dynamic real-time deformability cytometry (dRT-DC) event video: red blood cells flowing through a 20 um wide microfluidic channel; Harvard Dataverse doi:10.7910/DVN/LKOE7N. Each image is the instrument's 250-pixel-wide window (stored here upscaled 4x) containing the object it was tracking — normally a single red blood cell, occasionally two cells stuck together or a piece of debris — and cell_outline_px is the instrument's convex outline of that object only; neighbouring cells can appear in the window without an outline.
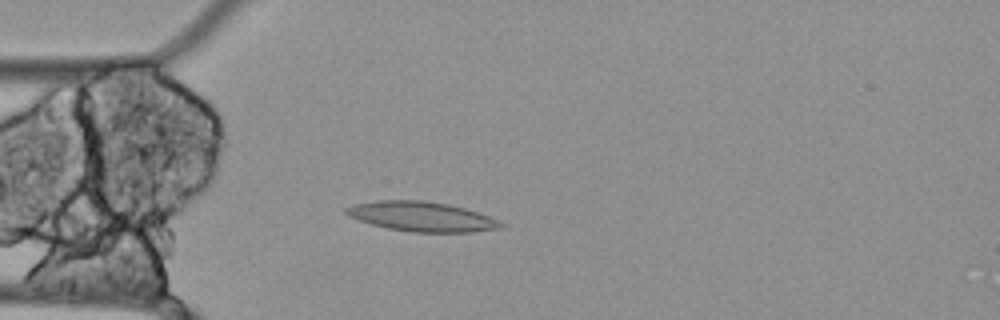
{"species": "Egyptian fruit bat (a non-hibernating species)", "species_latin": "Rousettus aegyptiacus", "temperature_condition": "cold", "stored_images_in_passage": 56, "camera_frame_rate_fps": 3000, "um_per_image_px": 0.085, "animal": {"sex": "female"}, "frame": {"image": 1, "passage_image": 15, "time_ms": 4.667, "image_size_px": [1000, 320], "cell_outline_px": [[504, 228], [472, 232], [412, 232], [388, 228], [372, 224], [348, 216], [344, 212], [344, 208], [352, 204], [376, 200], [420, 200], [448, 204], [464, 208], [488, 216], [504, 224]], "centroid_in_image_um": [35.81, 18.4], "position_along_channel_um": 49.2, "area_um2": 26.7}}
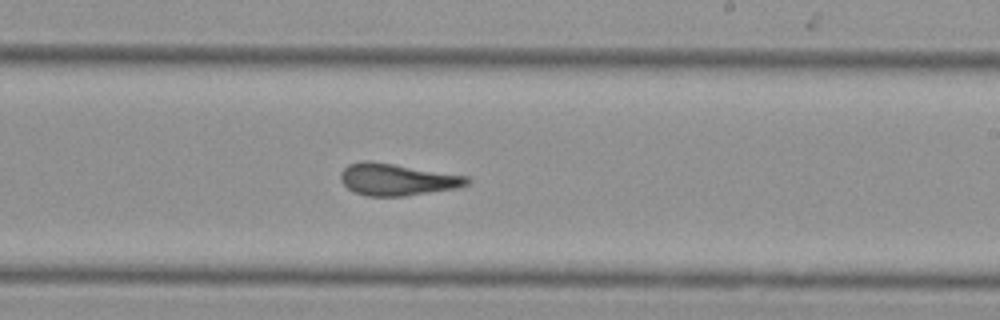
{"frame": {"image": 2, "passage_image": 33, "time_ms": 10.667, "image_size_px": [1000, 320], "cell_outline_px": [[472, 180], [468, 184], [456, 188], [404, 196], [368, 196], [356, 192], [348, 188], [340, 180], [340, 172], [348, 164], [364, 160], [372, 160], [468, 176]], "centroid_in_image_um": [33.74, 15.24], "position_along_channel_um": 255.3, "area_um2": 23.58}}
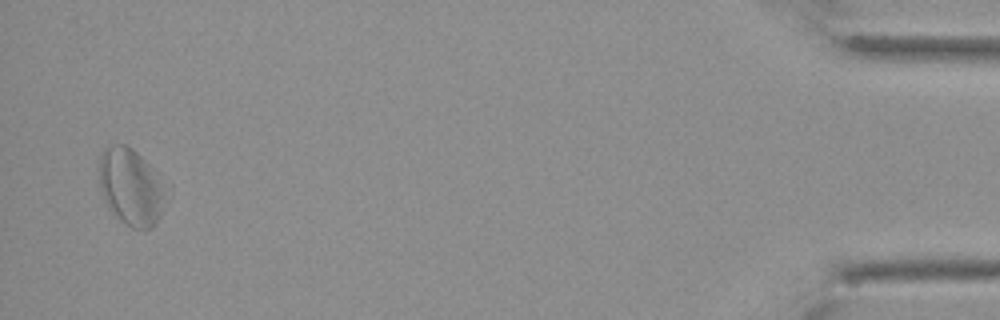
{"frame": {"image": 3, "passage_image": 55, "time_ms": 18.0, "image_size_px": [1000, 320], "cell_outline_px": [[160, 216], [152, 228], [132, 228], [120, 220], [108, 208], [104, 200], [100, 188], [100, 152], [108, 144], [124, 144], [132, 148], [148, 164], [160, 188]], "centroid_in_image_um": [10.99, 15.87], "position_along_channel_um": 424.2, "area_um2": 28.32}, "authors_computed_cell_mechanics": {"area_um2": 25.8077, "velocity_mm_per_s": 3.443, "shape_relaxation_time_tau1_ms": null, "shape_relaxation_time_tau2_ms": 4.462, "deformation_change_tau1": null, "deformation_change_tau2": 0.1198}}